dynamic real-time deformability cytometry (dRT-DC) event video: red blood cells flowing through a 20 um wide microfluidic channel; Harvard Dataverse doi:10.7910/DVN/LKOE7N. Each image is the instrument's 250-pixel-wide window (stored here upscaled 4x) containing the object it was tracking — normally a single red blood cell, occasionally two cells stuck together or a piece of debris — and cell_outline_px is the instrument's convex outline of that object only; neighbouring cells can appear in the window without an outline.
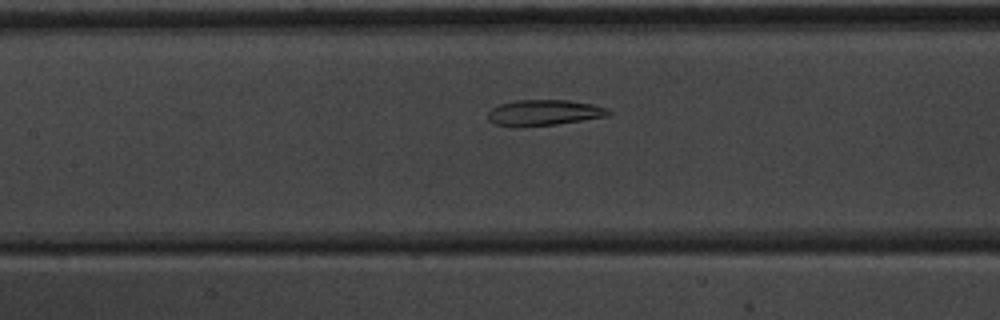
{"species": "common noctule bat (a hibernating species)", "species_latin": "Nyctalus noctula", "temperature_condition": "warm", "stored_images_in_passage": 33, "camera_frame_rate_fps": 3000, "um_per_image_px": 0.085, "animal": {"sex": "male", "body_mass_g": 20.1, "forearm_length_mm": 53.5}, "frame": {"image": 1, "passage_image": 21, "time_ms": 6.667, "image_size_px": [1000, 320], "cell_outline_px": [[612, 112], [608, 116], [556, 124], [520, 128], [496, 124], [488, 120], [488, 112], [492, 108], [500, 104], [516, 100], [568, 100], [592, 104], [608, 108]], "centroid_in_image_um": [46.23, 9.58], "position_along_channel_um": 161.2, "area_um2": 18.26}}
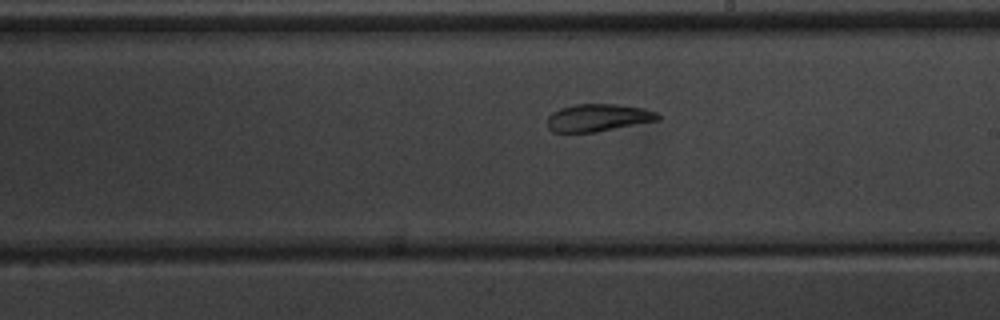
{"frame": {"image": 2, "passage_image": 27, "time_ms": 8.667, "image_size_px": [1000, 320], "cell_outline_px": [[660, 120], [596, 132], [552, 132], [548, 128], [548, 116], [552, 112], [560, 108], [576, 104], [616, 104], [644, 108], [656, 112], [660, 116]], "centroid_in_image_um": [50.84, 10.0], "position_along_channel_um": 238.2, "area_um2": 17.74}}
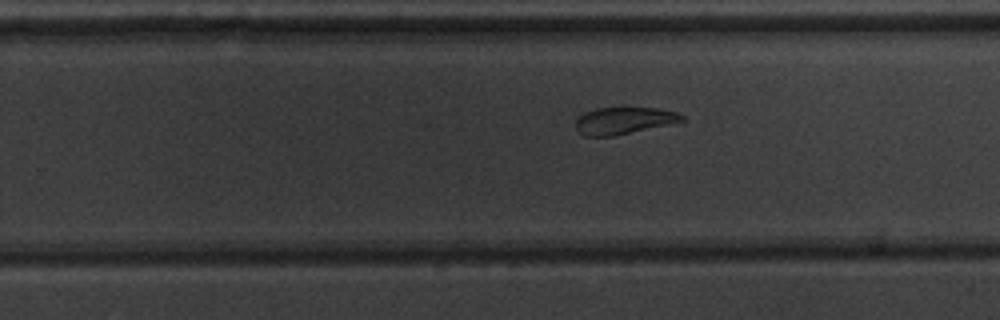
{"frame": {"image": 3, "passage_image": 30, "time_ms": 9.667, "image_size_px": [1000, 320], "cell_outline_px": [[688, 120], [612, 136], [584, 136], [576, 132], [576, 120], [584, 112], [596, 108], [620, 104], [628, 104], [656, 108], [676, 112], [684, 116]], "centroid_in_image_um": [53.01, 10.19], "position_along_channel_um": 276.8, "area_um2": 17.57}}